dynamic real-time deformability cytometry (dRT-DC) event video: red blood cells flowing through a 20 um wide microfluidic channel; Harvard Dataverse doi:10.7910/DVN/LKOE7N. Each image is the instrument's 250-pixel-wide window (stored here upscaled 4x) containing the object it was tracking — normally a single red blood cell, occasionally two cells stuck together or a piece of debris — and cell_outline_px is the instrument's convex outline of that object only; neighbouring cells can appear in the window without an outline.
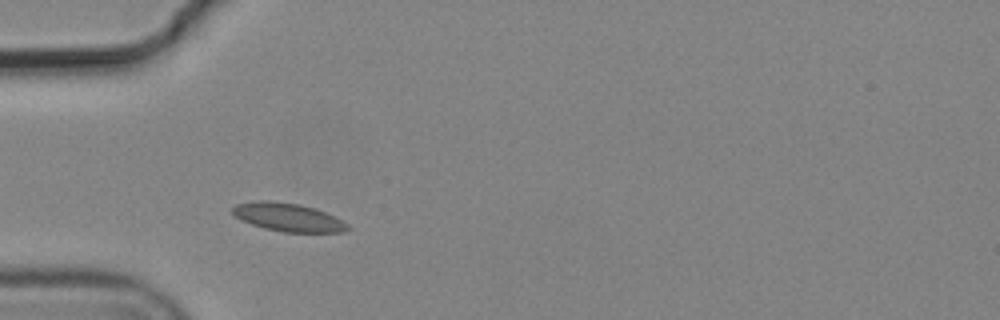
{"species": "common noctule bat (a hibernating species)", "species_latin": "Nyctalus noctula", "temperature_condition": "cold", "stored_images_in_passage": 7, "camera_frame_rate_fps": 3000, "um_per_image_px": 0.085, "animal": {"sex": "male", "body_mass_g": 19.2, "forearm_length_mm": 51.8}, "frame": {"image": 1, "passage_image": 6, "time_ms": 1.667, "image_size_px": [1000, 320], "cell_outline_px": [[352, 228], [344, 232], [284, 232], [264, 228], [240, 220], [232, 212], [232, 208], [236, 204], [256, 200], [268, 200], [300, 204], [316, 208], [348, 224]], "centroid_in_image_um": [24.47, 18.46], "position_along_channel_um": 60.5, "area_um2": 18.96}}
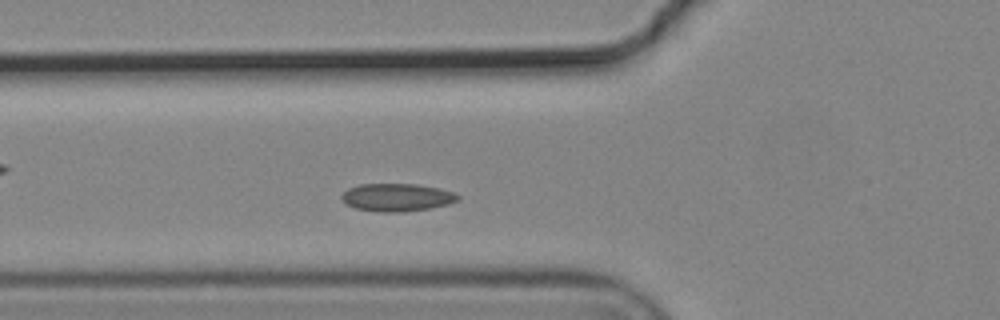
{"frame": {"image": 2, "passage_image": 7, "time_ms": 2.0, "image_size_px": [1000, 320], "cell_outline_px": [[460, 200], [448, 204], [432, 208], [400, 212], [380, 212], [356, 208], [348, 204], [340, 196], [348, 188], [360, 184], [416, 184], [440, 188], [452, 192], [460, 196]], "centroid_in_image_um": [33.77, 16.77], "position_along_channel_um": 92.0, "area_um2": 18.79}}